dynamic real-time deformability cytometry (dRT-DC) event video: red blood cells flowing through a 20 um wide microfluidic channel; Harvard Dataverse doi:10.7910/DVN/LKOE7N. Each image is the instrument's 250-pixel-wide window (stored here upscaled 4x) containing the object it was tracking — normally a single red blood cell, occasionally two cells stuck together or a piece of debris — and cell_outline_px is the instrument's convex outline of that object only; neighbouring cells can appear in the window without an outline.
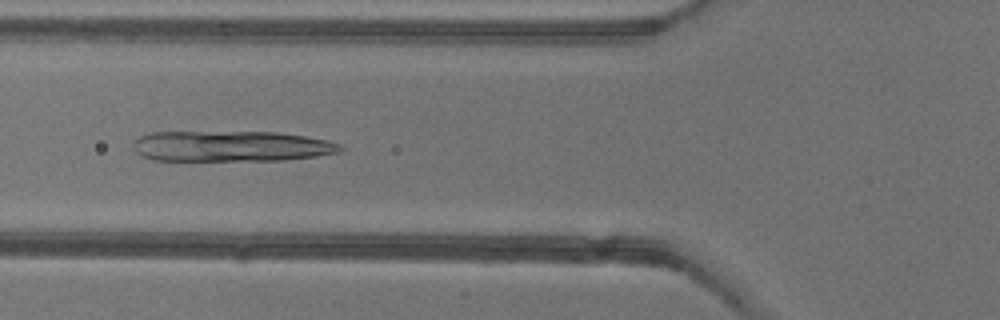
{"species": "common noctule bat (a hibernating species)", "species_latin": "Nyctalus noctula", "temperature_condition": "warm", "stored_images_in_passage": 50, "camera_frame_rate_fps": 3000, "um_per_image_px": 0.085, "animal": {"sex": "female"}, "frame": {"image": 1, "passage_image": 18, "time_ms": 5.667, "image_size_px": [1000, 320], "cell_outline_px": [[344, 148], [340, 152], [316, 156], [284, 160], [152, 160], [140, 156], [136, 152], [132, 144], [140, 136], [152, 132], [276, 132], [304, 136], [328, 140], [340, 144]], "centroid_in_image_um": [19.65, 12.43], "position_along_channel_um": 106.2, "area_um2": 37.05}}
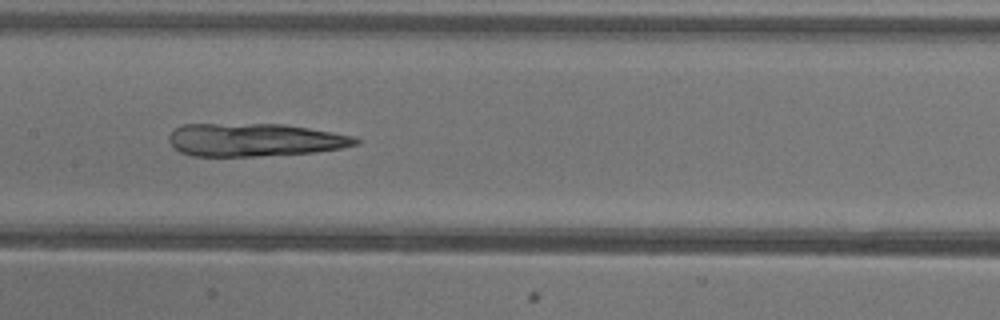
{"frame": {"image": 2, "passage_image": 24, "time_ms": 7.667, "image_size_px": [1000, 320], "cell_outline_px": [[360, 144], [344, 148], [312, 152], [256, 156], [192, 156], [180, 152], [168, 140], [168, 136], [176, 128], [184, 124], [284, 124], [332, 132], [352, 136], [360, 140]], "centroid_in_image_um": [21.65, 11.89], "position_along_channel_um": 185.7, "area_um2": 35.78}}
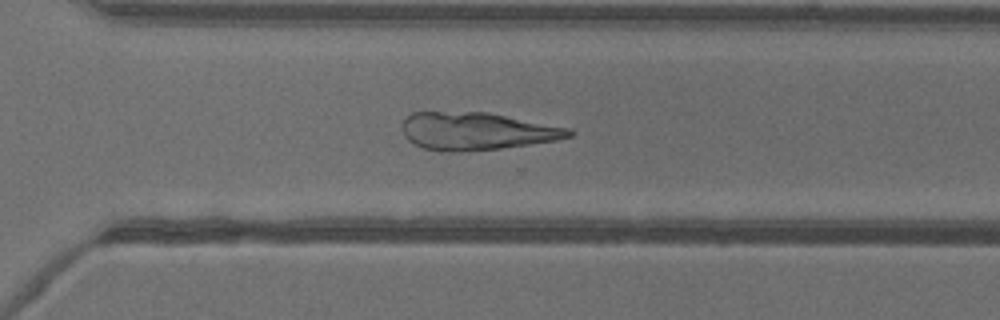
{"frame": {"image": 3, "passage_image": 35, "time_ms": 11.333, "image_size_px": [1000, 320], "cell_outline_px": [[572, 136], [556, 140], [500, 148], [452, 152], [448, 152], [424, 148], [408, 140], [404, 136], [400, 128], [400, 124], [412, 112], [488, 112], [568, 128], [572, 132]], "centroid_in_image_um": [40.45, 11.14], "position_along_channel_um": 330.2, "area_um2": 36.24}}